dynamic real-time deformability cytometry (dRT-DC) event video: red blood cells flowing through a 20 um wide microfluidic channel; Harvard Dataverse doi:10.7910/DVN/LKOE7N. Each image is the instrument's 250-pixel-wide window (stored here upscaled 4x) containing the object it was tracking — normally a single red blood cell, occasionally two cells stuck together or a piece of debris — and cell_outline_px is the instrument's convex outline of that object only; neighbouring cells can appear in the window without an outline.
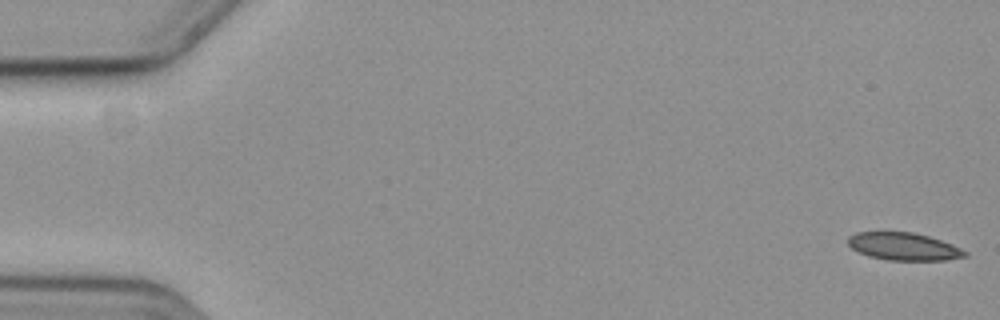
{"species": "common noctule bat (a hibernating species)", "species_latin": "Nyctalus noctula", "temperature_condition": "cold", "stored_images_in_passage": 11, "camera_frame_rate_fps": 3000, "um_per_image_px": 0.085, "animal": {"sex": "female", "body_mass_g": 19.3, "forearm_length_mm": 54.1}, "frame": {"image": 1, "passage_image": 1, "time_ms": 0.0, "image_size_px": [1000, 320], "cell_outline_px": [[968, 256], [948, 260], [888, 260], [868, 256], [852, 248], [848, 244], [848, 236], [856, 232], [912, 232], [928, 236], [952, 244], [968, 252]], "centroid_in_image_um": [76.83, 20.95], "position_along_channel_um": 8.2, "area_um2": 18.79}}